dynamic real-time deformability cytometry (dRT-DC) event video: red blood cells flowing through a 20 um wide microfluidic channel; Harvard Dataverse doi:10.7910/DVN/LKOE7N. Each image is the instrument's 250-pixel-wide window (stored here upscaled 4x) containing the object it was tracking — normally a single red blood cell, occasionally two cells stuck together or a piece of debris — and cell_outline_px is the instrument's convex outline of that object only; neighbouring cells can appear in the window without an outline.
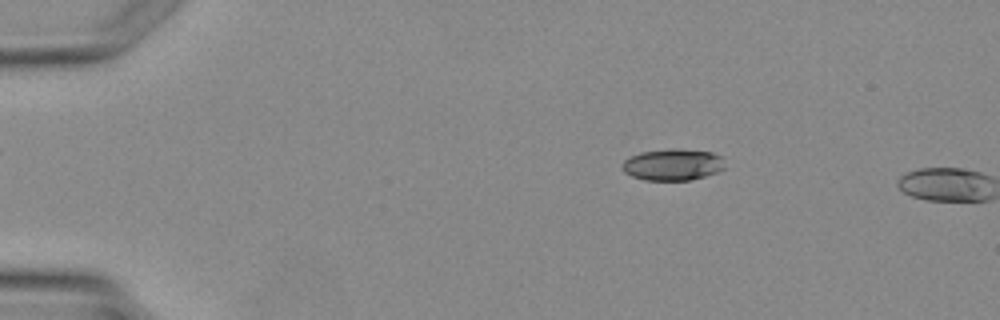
{"species": "Egyptian fruit bat (a non-hibernating species)", "species_latin": "Rousettus aegyptiacus", "temperature_condition": "warm", "stored_images_in_passage": 3, "camera_frame_rate_fps": 3000, "um_per_image_px": 0.085, "animal": {"sex": "female"}, "frame": {"image": 1, "passage_image": 2, "time_ms": 1.333, "image_size_px": [1000, 320], "cell_outline_px": [[724, 168], [716, 172], [704, 176], [688, 180], [644, 180], [632, 176], [624, 172], [620, 164], [624, 160], [640, 152], [680, 148], [712, 152], [720, 156]], "centroid_in_image_um": [57.14, 13.99], "position_along_channel_um": 27.9, "area_um2": 18.73}}